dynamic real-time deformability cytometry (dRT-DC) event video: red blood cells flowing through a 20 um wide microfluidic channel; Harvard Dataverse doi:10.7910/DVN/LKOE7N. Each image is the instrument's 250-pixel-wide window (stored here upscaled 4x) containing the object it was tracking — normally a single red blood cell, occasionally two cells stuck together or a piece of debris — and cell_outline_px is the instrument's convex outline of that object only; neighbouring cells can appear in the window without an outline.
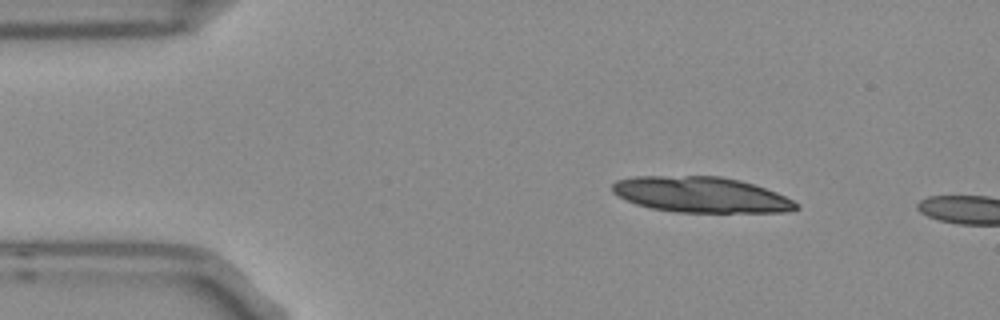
{"species": "Egyptian fruit bat (a non-hibernating species)", "species_latin": "Rousettus aegyptiacus", "temperature_condition": "room temperature", "stored_images_in_passage": 4, "camera_frame_rate_fps": 3000, "um_per_image_px": 0.085, "frame": {"image": 1, "passage_image": 1, "time_ms": 0.0, "image_size_px": [1000, 320], "cell_outline_px": [[800, 208], [788, 212], [676, 212], [652, 208], [636, 204], [612, 192], [612, 184], [616, 180], [636, 176], [720, 176], [740, 180], [776, 192], [800, 204]], "centroid_in_image_um": [59.6, 16.55], "position_along_channel_um": 25.4, "area_um2": 38.09}}